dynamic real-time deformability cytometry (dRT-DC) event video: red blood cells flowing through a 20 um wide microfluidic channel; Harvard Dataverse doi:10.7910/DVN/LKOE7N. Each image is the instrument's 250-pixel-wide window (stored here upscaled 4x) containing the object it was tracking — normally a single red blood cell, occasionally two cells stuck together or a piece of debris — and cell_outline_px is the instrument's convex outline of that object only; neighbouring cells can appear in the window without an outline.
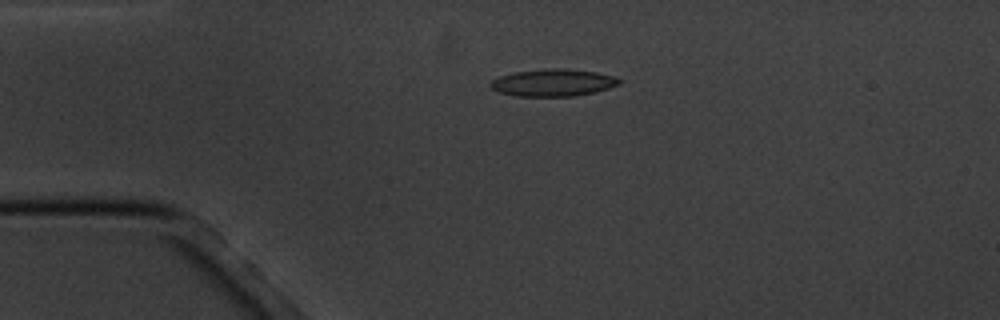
{"species": "common noctule bat (a hibernating species)", "species_latin": "Nyctalus noctula", "temperature_condition": "cold", "stored_images_in_passage": 5, "camera_frame_rate_fps": 3000, "um_per_image_px": 0.085, "animal": {"sex": "male", "body_mass_g": 20.1, "forearm_length_mm": 53.5}, "frame": {"image": 1, "passage_image": 4, "time_ms": 3.333, "image_size_px": [1000, 320], "cell_outline_px": [[624, 80], [620, 84], [608, 88], [592, 92], [572, 96], [512, 96], [500, 92], [492, 88], [488, 84], [492, 80], [500, 76], [512, 72], [548, 68], [564, 68], [596, 72], [616, 76]], "centroid_in_image_um": [47.02, 7.01], "position_along_channel_um": 38.0, "area_um2": 20.52}}